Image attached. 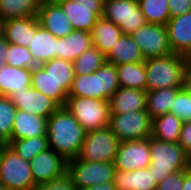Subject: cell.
I'll return each mask as SVG.
<instances>
[{"instance_id":"obj_46","label":"cell","mask_w":191,"mask_h":190,"mask_svg":"<svg viewBox=\"0 0 191 190\" xmlns=\"http://www.w3.org/2000/svg\"><path fill=\"white\" fill-rule=\"evenodd\" d=\"M182 190H191V169L184 170V182Z\"/></svg>"},{"instance_id":"obj_31","label":"cell","mask_w":191,"mask_h":190,"mask_svg":"<svg viewBox=\"0 0 191 190\" xmlns=\"http://www.w3.org/2000/svg\"><path fill=\"white\" fill-rule=\"evenodd\" d=\"M40 0H0V15L3 21L37 16Z\"/></svg>"},{"instance_id":"obj_18","label":"cell","mask_w":191,"mask_h":190,"mask_svg":"<svg viewBox=\"0 0 191 190\" xmlns=\"http://www.w3.org/2000/svg\"><path fill=\"white\" fill-rule=\"evenodd\" d=\"M38 25L37 16L9 19L3 23L2 35L10 44L28 48Z\"/></svg>"},{"instance_id":"obj_45","label":"cell","mask_w":191,"mask_h":190,"mask_svg":"<svg viewBox=\"0 0 191 190\" xmlns=\"http://www.w3.org/2000/svg\"><path fill=\"white\" fill-rule=\"evenodd\" d=\"M77 190H117L113 181Z\"/></svg>"},{"instance_id":"obj_10","label":"cell","mask_w":191,"mask_h":190,"mask_svg":"<svg viewBox=\"0 0 191 190\" xmlns=\"http://www.w3.org/2000/svg\"><path fill=\"white\" fill-rule=\"evenodd\" d=\"M103 17L118 25L123 35H130L147 23L137 0H104Z\"/></svg>"},{"instance_id":"obj_24","label":"cell","mask_w":191,"mask_h":190,"mask_svg":"<svg viewBox=\"0 0 191 190\" xmlns=\"http://www.w3.org/2000/svg\"><path fill=\"white\" fill-rule=\"evenodd\" d=\"M57 40V37L40 24L37 26L28 49L38 66L55 58Z\"/></svg>"},{"instance_id":"obj_29","label":"cell","mask_w":191,"mask_h":190,"mask_svg":"<svg viewBox=\"0 0 191 190\" xmlns=\"http://www.w3.org/2000/svg\"><path fill=\"white\" fill-rule=\"evenodd\" d=\"M182 87L161 88L147 91L146 110L151 119L170 113L174 98Z\"/></svg>"},{"instance_id":"obj_23","label":"cell","mask_w":191,"mask_h":190,"mask_svg":"<svg viewBox=\"0 0 191 190\" xmlns=\"http://www.w3.org/2000/svg\"><path fill=\"white\" fill-rule=\"evenodd\" d=\"M32 69L5 65L0 67V96L10 97L31 86Z\"/></svg>"},{"instance_id":"obj_47","label":"cell","mask_w":191,"mask_h":190,"mask_svg":"<svg viewBox=\"0 0 191 190\" xmlns=\"http://www.w3.org/2000/svg\"><path fill=\"white\" fill-rule=\"evenodd\" d=\"M185 68L191 69V49L188 50L184 55Z\"/></svg>"},{"instance_id":"obj_3","label":"cell","mask_w":191,"mask_h":190,"mask_svg":"<svg viewBox=\"0 0 191 190\" xmlns=\"http://www.w3.org/2000/svg\"><path fill=\"white\" fill-rule=\"evenodd\" d=\"M151 162L149 170L157 183L176 171L190 169V156L179 143L149 137Z\"/></svg>"},{"instance_id":"obj_27","label":"cell","mask_w":191,"mask_h":190,"mask_svg":"<svg viewBox=\"0 0 191 190\" xmlns=\"http://www.w3.org/2000/svg\"><path fill=\"white\" fill-rule=\"evenodd\" d=\"M31 87L53 99L60 107H64L68 93L40 66L32 69Z\"/></svg>"},{"instance_id":"obj_26","label":"cell","mask_w":191,"mask_h":190,"mask_svg":"<svg viewBox=\"0 0 191 190\" xmlns=\"http://www.w3.org/2000/svg\"><path fill=\"white\" fill-rule=\"evenodd\" d=\"M122 35L120 27L103 16L97 19L91 30L94 47L98 48L105 56Z\"/></svg>"},{"instance_id":"obj_20","label":"cell","mask_w":191,"mask_h":190,"mask_svg":"<svg viewBox=\"0 0 191 190\" xmlns=\"http://www.w3.org/2000/svg\"><path fill=\"white\" fill-rule=\"evenodd\" d=\"M47 136V118L17 109L11 140Z\"/></svg>"},{"instance_id":"obj_16","label":"cell","mask_w":191,"mask_h":190,"mask_svg":"<svg viewBox=\"0 0 191 190\" xmlns=\"http://www.w3.org/2000/svg\"><path fill=\"white\" fill-rule=\"evenodd\" d=\"M165 26L173 53L184 55L191 49V12L170 18Z\"/></svg>"},{"instance_id":"obj_33","label":"cell","mask_w":191,"mask_h":190,"mask_svg":"<svg viewBox=\"0 0 191 190\" xmlns=\"http://www.w3.org/2000/svg\"><path fill=\"white\" fill-rule=\"evenodd\" d=\"M7 145L26 161L32 160L37 154L49 148L47 136L11 140Z\"/></svg>"},{"instance_id":"obj_42","label":"cell","mask_w":191,"mask_h":190,"mask_svg":"<svg viewBox=\"0 0 191 190\" xmlns=\"http://www.w3.org/2000/svg\"><path fill=\"white\" fill-rule=\"evenodd\" d=\"M184 149V151L191 155V121L183 122L180 139L178 142Z\"/></svg>"},{"instance_id":"obj_15","label":"cell","mask_w":191,"mask_h":190,"mask_svg":"<svg viewBox=\"0 0 191 190\" xmlns=\"http://www.w3.org/2000/svg\"><path fill=\"white\" fill-rule=\"evenodd\" d=\"M9 98L17 109L47 119L60 107L53 99L31 86L21 92L13 93Z\"/></svg>"},{"instance_id":"obj_49","label":"cell","mask_w":191,"mask_h":190,"mask_svg":"<svg viewBox=\"0 0 191 190\" xmlns=\"http://www.w3.org/2000/svg\"><path fill=\"white\" fill-rule=\"evenodd\" d=\"M3 23H4V21H3L2 17H1V15H0V35H2Z\"/></svg>"},{"instance_id":"obj_19","label":"cell","mask_w":191,"mask_h":190,"mask_svg":"<svg viewBox=\"0 0 191 190\" xmlns=\"http://www.w3.org/2000/svg\"><path fill=\"white\" fill-rule=\"evenodd\" d=\"M93 46L91 32L74 30L69 35L58 38L55 58L73 62L84 51Z\"/></svg>"},{"instance_id":"obj_32","label":"cell","mask_w":191,"mask_h":190,"mask_svg":"<svg viewBox=\"0 0 191 190\" xmlns=\"http://www.w3.org/2000/svg\"><path fill=\"white\" fill-rule=\"evenodd\" d=\"M50 77L69 93L75 77L73 62L54 58L39 65Z\"/></svg>"},{"instance_id":"obj_50","label":"cell","mask_w":191,"mask_h":190,"mask_svg":"<svg viewBox=\"0 0 191 190\" xmlns=\"http://www.w3.org/2000/svg\"><path fill=\"white\" fill-rule=\"evenodd\" d=\"M0 190H10V189L4 188V187H2V186L0 185Z\"/></svg>"},{"instance_id":"obj_11","label":"cell","mask_w":191,"mask_h":190,"mask_svg":"<svg viewBox=\"0 0 191 190\" xmlns=\"http://www.w3.org/2000/svg\"><path fill=\"white\" fill-rule=\"evenodd\" d=\"M130 35L139 46L145 59L173 53L165 25L146 23Z\"/></svg>"},{"instance_id":"obj_12","label":"cell","mask_w":191,"mask_h":190,"mask_svg":"<svg viewBox=\"0 0 191 190\" xmlns=\"http://www.w3.org/2000/svg\"><path fill=\"white\" fill-rule=\"evenodd\" d=\"M74 30L91 32L103 16L104 0H67L60 4Z\"/></svg>"},{"instance_id":"obj_13","label":"cell","mask_w":191,"mask_h":190,"mask_svg":"<svg viewBox=\"0 0 191 190\" xmlns=\"http://www.w3.org/2000/svg\"><path fill=\"white\" fill-rule=\"evenodd\" d=\"M150 162L149 137L144 140L119 143L114 161L115 169L134 171L149 167Z\"/></svg>"},{"instance_id":"obj_34","label":"cell","mask_w":191,"mask_h":190,"mask_svg":"<svg viewBox=\"0 0 191 190\" xmlns=\"http://www.w3.org/2000/svg\"><path fill=\"white\" fill-rule=\"evenodd\" d=\"M139 8L147 23L166 25L170 12L168 0H137Z\"/></svg>"},{"instance_id":"obj_41","label":"cell","mask_w":191,"mask_h":190,"mask_svg":"<svg viewBox=\"0 0 191 190\" xmlns=\"http://www.w3.org/2000/svg\"><path fill=\"white\" fill-rule=\"evenodd\" d=\"M170 17L174 18L191 12V0H168Z\"/></svg>"},{"instance_id":"obj_30","label":"cell","mask_w":191,"mask_h":190,"mask_svg":"<svg viewBox=\"0 0 191 190\" xmlns=\"http://www.w3.org/2000/svg\"><path fill=\"white\" fill-rule=\"evenodd\" d=\"M120 87L146 91L147 75L144 62L116 65Z\"/></svg>"},{"instance_id":"obj_14","label":"cell","mask_w":191,"mask_h":190,"mask_svg":"<svg viewBox=\"0 0 191 190\" xmlns=\"http://www.w3.org/2000/svg\"><path fill=\"white\" fill-rule=\"evenodd\" d=\"M29 162L36 185L57 178L67 170V160L51 148L40 152Z\"/></svg>"},{"instance_id":"obj_28","label":"cell","mask_w":191,"mask_h":190,"mask_svg":"<svg viewBox=\"0 0 191 190\" xmlns=\"http://www.w3.org/2000/svg\"><path fill=\"white\" fill-rule=\"evenodd\" d=\"M183 121L167 113L152 119L151 136L165 142L178 143Z\"/></svg>"},{"instance_id":"obj_40","label":"cell","mask_w":191,"mask_h":190,"mask_svg":"<svg viewBox=\"0 0 191 190\" xmlns=\"http://www.w3.org/2000/svg\"><path fill=\"white\" fill-rule=\"evenodd\" d=\"M184 171H176L157 184L156 190H182Z\"/></svg>"},{"instance_id":"obj_37","label":"cell","mask_w":191,"mask_h":190,"mask_svg":"<svg viewBox=\"0 0 191 190\" xmlns=\"http://www.w3.org/2000/svg\"><path fill=\"white\" fill-rule=\"evenodd\" d=\"M6 65L27 69L38 66L27 47L10 43L6 54Z\"/></svg>"},{"instance_id":"obj_35","label":"cell","mask_w":191,"mask_h":190,"mask_svg":"<svg viewBox=\"0 0 191 190\" xmlns=\"http://www.w3.org/2000/svg\"><path fill=\"white\" fill-rule=\"evenodd\" d=\"M105 55L96 47L84 51L73 61L75 75L92 74L96 72L104 63Z\"/></svg>"},{"instance_id":"obj_25","label":"cell","mask_w":191,"mask_h":190,"mask_svg":"<svg viewBox=\"0 0 191 190\" xmlns=\"http://www.w3.org/2000/svg\"><path fill=\"white\" fill-rule=\"evenodd\" d=\"M105 59L114 65L142 63L145 61L139 46L131 35H122L105 56Z\"/></svg>"},{"instance_id":"obj_38","label":"cell","mask_w":191,"mask_h":190,"mask_svg":"<svg viewBox=\"0 0 191 190\" xmlns=\"http://www.w3.org/2000/svg\"><path fill=\"white\" fill-rule=\"evenodd\" d=\"M170 113L179 117L183 122L191 121V95L183 88L176 94Z\"/></svg>"},{"instance_id":"obj_6","label":"cell","mask_w":191,"mask_h":190,"mask_svg":"<svg viewBox=\"0 0 191 190\" xmlns=\"http://www.w3.org/2000/svg\"><path fill=\"white\" fill-rule=\"evenodd\" d=\"M0 185L10 190H34L36 187L30 162L16 154L8 145L0 148Z\"/></svg>"},{"instance_id":"obj_7","label":"cell","mask_w":191,"mask_h":190,"mask_svg":"<svg viewBox=\"0 0 191 190\" xmlns=\"http://www.w3.org/2000/svg\"><path fill=\"white\" fill-rule=\"evenodd\" d=\"M119 143L109 127L87 131L77 158L87 162H114Z\"/></svg>"},{"instance_id":"obj_2","label":"cell","mask_w":191,"mask_h":190,"mask_svg":"<svg viewBox=\"0 0 191 190\" xmlns=\"http://www.w3.org/2000/svg\"><path fill=\"white\" fill-rule=\"evenodd\" d=\"M119 87L116 65L105 61L92 74L75 75L68 96L109 101Z\"/></svg>"},{"instance_id":"obj_44","label":"cell","mask_w":191,"mask_h":190,"mask_svg":"<svg viewBox=\"0 0 191 190\" xmlns=\"http://www.w3.org/2000/svg\"><path fill=\"white\" fill-rule=\"evenodd\" d=\"M182 88L191 95V69H184Z\"/></svg>"},{"instance_id":"obj_48","label":"cell","mask_w":191,"mask_h":190,"mask_svg":"<svg viewBox=\"0 0 191 190\" xmlns=\"http://www.w3.org/2000/svg\"><path fill=\"white\" fill-rule=\"evenodd\" d=\"M41 5H60L67 0H40Z\"/></svg>"},{"instance_id":"obj_8","label":"cell","mask_w":191,"mask_h":190,"mask_svg":"<svg viewBox=\"0 0 191 190\" xmlns=\"http://www.w3.org/2000/svg\"><path fill=\"white\" fill-rule=\"evenodd\" d=\"M152 119L147 110L111 114L109 128L119 142L139 141L151 136Z\"/></svg>"},{"instance_id":"obj_1","label":"cell","mask_w":191,"mask_h":190,"mask_svg":"<svg viewBox=\"0 0 191 190\" xmlns=\"http://www.w3.org/2000/svg\"><path fill=\"white\" fill-rule=\"evenodd\" d=\"M85 135L84 128L65 107H59L47 119L48 146L67 161L78 156Z\"/></svg>"},{"instance_id":"obj_4","label":"cell","mask_w":191,"mask_h":190,"mask_svg":"<svg viewBox=\"0 0 191 190\" xmlns=\"http://www.w3.org/2000/svg\"><path fill=\"white\" fill-rule=\"evenodd\" d=\"M144 66L147 75L146 91L182 87L185 69L183 55L171 53L162 57L147 58Z\"/></svg>"},{"instance_id":"obj_17","label":"cell","mask_w":191,"mask_h":190,"mask_svg":"<svg viewBox=\"0 0 191 190\" xmlns=\"http://www.w3.org/2000/svg\"><path fill=\"white\" fill-rule=\"evenodd\" d=\"M37 19L43 28L57 38H63L74 31L72 23L60 5H41Z\"/></svg>"},{"instance_id":"obj_43","label":"cell","mask_w":191,"mask_h":190,"mask_svg":"<svg viewBox=\"0 0 191 190\" xmlns=\"http://www.w3.org/2000/svg\"><path fill=\"white\" fill-rule=\"evenodd\" d=\"M9 42L4 38L3 35H0V67L6 65V54L8 52Z\"/></svg>"},{"instance_id":"obj_22","label":"cell","mask_w":191,"mask_h":190,"mask_svg":"<svg viewBox=\"0 0 191 190\" xmlns=\"http://www.w3.org/2000/svg\"><path fill=\"white\" fill-rule=\"evenodd\" d=\"M113 183L117 190H156L158 184L149 167L134 171L115 169Z\"/></svg>"},{"instance_id":"obj_36","label":"cell","mask_w":191,"mask_h":190,"mask_svg":"<svg viewBox=\"0 0 191 190\" xmlns=\"http://www.w3.org/2000/svg\"><path fill=\"white\" fill-rule=\"evenodd\" d=\"M17 108L9 97L0 96V142L7 145L11 141Z\"/></svg>"},{"instance_id":"obj_21","label":"cell","mask_w":191,"mask_h":190,"mask_svg":"<svg viewBox=\"0 0 191 190\" xmlns=\"http://www.w3.org/2000/svg\"><path fill=\"white\" fill-rule=\"evenodd\" d=\"M147 91L119 87L111 97V114H124L146 110Z\"/></svg>"},{"instance_id":"obj_5","label":"cell","mask_w":191,"mask_h":190,"mask_svg":"<svg viewBox=\"0 0 191 190\" xmlns=\"http://www.w3.org/2000/svg\"><path fill=\"white\" fill-rule=\"evenodd\" d=\"M64 107L74 116L86 132L109 126L111 115L110 101L68 96Z\"/></svg>"},{"instance_id":"obj_9","label":"cell","mask_w":191,"mask_h":190,"mask_svg":"<svg viewBox=\"0 0 191 190\" xmlns=\"http://www.w3.org/2000/svg\"><path fill=\"white\" fill-rule=\"evenodd\" d=\"M67 171L72 175L76 189L112 182L114 162H87L75 159L67 161Z\"/></svg>"},{"instance_id":"obj_39","label":"cell","mask_w":191,"mask_h":190,"mask_svg":"<svg viewBox=\"0 0 191 190\" xmlns=\"http://www.w3.org/2000/svg\"><path fill=\"white\" fill-rule=\"evenodd\" d=\"M34 190H77L72 175L66 170L62 175L48 182L36 185Z\"/></svg>"}]
</instances>
